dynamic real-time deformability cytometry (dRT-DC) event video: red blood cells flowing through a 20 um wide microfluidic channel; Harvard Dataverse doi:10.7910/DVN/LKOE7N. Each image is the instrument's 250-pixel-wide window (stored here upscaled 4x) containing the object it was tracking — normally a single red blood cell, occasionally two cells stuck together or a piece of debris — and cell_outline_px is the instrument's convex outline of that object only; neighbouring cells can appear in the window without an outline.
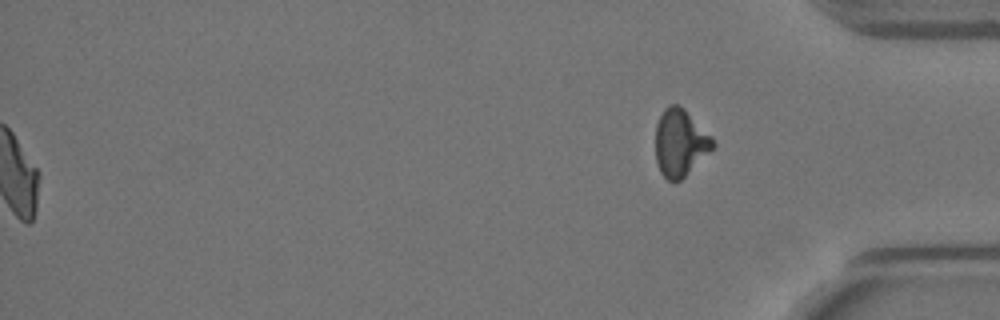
{"species": "Egyptian fruit bat (a non-hibernating species)", "species_latin": "Rousettus aegyptiacus", "temperature_condition": "warm", "stored_images_in_passage": 56, "segment_of_instrument_passage": [2, 2], "camera_frame_rate_fps": 3000, "um_per_image_px": 0.085, "animal": {"sex": "female"}, "frame": {"image": 1, "passage_image": 56, "time_ms": 18.333, "image_size_px": [1000, 320], "cell_outline_px": [[716, 144], [680, 180], [668, 180], [660, 172], [656, 164], [656, 124], [664, 108], [668, 104], [680, 104], [712, 136]], "centroid_in_image_um": [57.79, 12.09], "position_along_channel_um": 377.4, "area_um2": 22.2}}